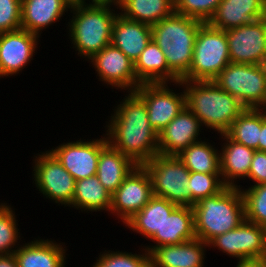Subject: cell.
Instances as JSON below:
<instances>
[{
  "label": "cell",
  "instance_id": "10",
  "mask_svg": "<svg viewBox=\"0 0 266 267\" xmlns=\"http://www.w3.org/2000/svg\"><path fill=\"white\" fill-rule=\"evenodd\" d=\"M168 84L142 83L134 91L145 102L148 121L158 133L186 107L184 89L177 93Z\"/></svg>",
  "mask_w": 266,
  "mask_h": 267
},
{
  "label": "cell",
  "instance_id": "16",
  "mask_svg": "<svg viewBox=\"0 0 266 267\" xmlns=\"http://www.w3.org/2000/svg\"><path fill=\"white\" fill-rule=\"evenodd\" d=\"M38 40V35L24 29L0 33V79L20 74L34 60Z\"/></svg>",
  "mask_w": 266,
  "mask_h": 267
},
{
  "label": "cell",
  "instance_id": "17",
  "mask_svg": "<svg viewBox=\"0 0 266 267\" xmlns=\"http://www.w3.org/2000/svg\"><path fill=\"white\" fill-rule=\"evenodd\" d=\"M202 127L200 120L185 107L158 133L159 154L176 156L191 144L201 141Z\"/></svg>",
  "mask_w": 266,
  "mask_h": 267
},
{
  "label": "cell",
  "instance_id": "5",
  "mask_svg": "<svg viewBox=\"0 0 266 267\" xmlns=\"http://www.w3.org/2000/svg\"><path fill=\"white\" fill-rule=\"evenodd\" d=\"M198 19L173 13L152 25V39L163 51L169 69L181 80L192 63Z\"/></svg>",
  "mask_w": 266,
  "mask_h": 267
},
{
  "label": "cell",
  "instance_id": "25",
  "mask_svg": "<svg viewBox=\"0 0 266 267\" xmlns=\"http://www.w3.org/2000/svg\"><path fill=\"white\" fill-rule=\"evenodd\" d=\"M137 80L142 83H176L180 79L169 69L165 55L151 39L134 62Z\"/></svg>",
  "mask_w": 266,
  "mask_h": 267
},
{
  "label": "cell",
  "instance_id": "41",
  "mask_svg": "<svg viewBox=\"0 0 266 267\" xmlns=\"http://www.w3.org/2000/svg\"><path fill=\"white\" fill-rule=\"evenodd\" d=\"M0 267H18L14 254L0 255Z\"/></svg>",
  "mask_w": 266,
  "mask_h": 267
},
{
  "label": "cell",
  "instance_id": "45",
  "mask_svg": "<svg viewBox=\"0 0 266 267\" xmlns=\"http://www.w3.org/2000/svg\"><path fill=\"white\" fill-rule=\"evenodd\" d=\"M68 1L71 2L72 4L81 3V0H68Z\"/></svg>",
  "mask_w": 266,
  "mask_h": 267
},
{
  "label": "cell",
  "instance_id": "27",
  "mask_svg": "<svg viewBox=\"0 0 266 267\" xmlns=\"http://www.w3.org/2000/svg\"><path fill=\"white\" fill-rule=\"evenodd\" d=\"M136 166L131 159L108 143L100 151L96 176L112 195Z\"/></svg>",
  "mask_w": 266,
  "mask_h": 267
},
{
  "label": "cell",
  "instance_id": "20",
  "mask_svg": "<svg viewBox=\"0 0 266 267\" xmlns=\"http://www.w3.org/2000/svg\"><path fill=\"white\" fill-rule=\"evenodd\" d=\"M71 6L68 0H22L21 29L40 37L42 31L59 22Z\"/></svg>",
  "mask_w": 266,
  "mask_h": 267
},
{
  "label": "cell",
  "instance_id": "28",
  "mask_svg": "<svg viewBox=\"0 0 266 267\" xmlns=\"http://www.w3.org/2000/svg\"><path fill=\"white\" fill-rule=\"evenodd\" d=\"M72 208L83 212L110 213L111 194L105 189L98 177L92 176L76 181Z\"/></svg>",
  "mask_w": 266,
  "mask_h": 267
},
{
  "label": "cell",
  "instance_id": "8",
  "mask_svg": "<svg viewBox=\"0 0 266 267\" xmlns=\"http://www.w3.org/2000/svg\"><path fill=\"white\" fill-rule=\"evenodd\" d=\"M213 81L246 108L258 109L266 95V76L260 65L230 62Z\"/></svg>",
  "mask_w": 266,
  "mask_h": 267
},
{
  "label": "cell",
  "instance_id": "33",
  "mask_svg": "<svg viewBox=\"0 0 266 267\" xmlns=\"http://www.w3.org/2000/svg\"><path fill=\"white\" fill-rule=\"evenodd\" d=\"M240 188L245 204V220L266 228V183Z\"/></svg>",
  "mask_w": 266,
  "mask_h": 267
},
{
  "label": "cell",
  "instance_id": "40",
  "mask_svg": "<svg viewBox=\"0 0 266 267\" xmlns=\"http://www.w3.org/2000/svg\"><path fill=\"white\" fill-rule=\"evenodd\" d=\"M236 267H266V258L239 260Z\"/></svg>",
  "mask_w": 266,
  "mask_h": 267
},
{
  "label": "cell",
  "instance_id": "31",
  "mask_svg": "<svg viewBox=\"0 0 266 267\" xmlns=\"http://www.w3.org/2000/svg\"><path fill=\"white\" fill-rule=\"evenodd\" d=\"M261 132V110L246 108L225 133L231 140L258 150Z\"/></svg>",
  "mask_w": 266,
  "mask_h": 267
},
{
  "label": "cell",
  "instance_id": "13",
  "mask_svg": "<svg viewBox=\"0 0 266 267\" xmlns=\"http://www.w3.org/2000/svg\"><path fill=\"white\" fill-rule=\"evenodd\" d=\"M152 196L150 175L144 166L137 165L111 195L110 214H115L124 225Z\"/></svg>",
  "mask_w": 266,
  "mask_h": 267
},
{
  "label": "cell",
  "instance_id": "42",
  "mask_svg": "<svg viewBox=\"0 0 266 267\" xmlns=\"http://www.w3.org/2000/svg\"><path fill=\"white\" fill-rule=\"evenodd\" d=\"M81 3L82 4H96V5H111V6H115L118 8L121 3V0H81Z\"/></svg>",
  "mask_w": 266,
  "mask_h": 267
},
{
  "label": "cell",
  "instance_id": "3",
  "mask_svg": "<svg viewBox=\"0 0 266 267\" xmlns=\"http://www.w3.org/2000/svg\"><path fill=\"white\" fill-rule=\"evenodd\" d=\"M118 13V8L111 5L72 4L69 13L72 17L66 25L68 39L78 56L89 60L111 44L112 26Z\"/></svg>",
  "mask_w": 266,
  "mask_h": 267
},
{
  "label": "cell",
  "instance_id": "24",
  "mask_svg": "<svg viewBox=\"0 0 266 267\" xmlns=\"http://www.w3.org/2000/svg\"><path fill=\"white\" fill-rule=\"evenodd\" d=\"M196 238L194 231V212L190 206H177L166 217L161 228V235H153L149 240L154 246H142L149 253L156 247L181 244Z\"/></svg>",
  "mask_w": 266,
  "mask_h": 267
},
{
  "label": "cell",
  "instance_id": "21",
  "mask_svg": "<svg viewBox=\"0 0 266 267\" xmlns=\"http://www.w3.org/2000/svg\"><path fill=\"white\" fill-rule=\"evenodd\" d=\"M22 244L14 252L18 267H66L65 243L38 237Z\"/></svg>",
  "mask_w": 266,
  "mask_h": 267
},
{
  "label": "cell",
  "instance_id": "11",
  "mask_svg": "<svg viewBox=\"0 0 266 267\" xmlns=\"http://www.w3.org/2000/svg\"><path fill=\"white\" fill-rule=\"evenodd\" d=\"M218 249L236 261L266 258V228L244 220L235 229L215 237L209 249Z\"/></svg>",
  "mask_w": 266,
  "mask_h": 267
},
{
  "label": "cell",
  "instance_id": "30",
  "mask_svg": "<svg viewBox=\"0 0 266 267\" xmlns=\"http://www.w3.org/2000/svg\"><path fill=\"white\" fill-rule=\"evenodd\" d=\"M205 139L191 144L176 155L189 171L198 173H221L220 150Z\"/></svg>",
  "mask_w": 266,
  "mask_h": 267
},
{
  "label": "cell",
  "instance_id": "37",
  "mask_svg": "<svg viewBox=\"0 0 266 267\" xmlns=\"http://www.w3.org/2000/svg\"><path fill=\"white\" fill-rule=\"evenodd\" d=\"M22 0H0V33L21 29Z\"/></svg>",
  "mask_w": 266,
  "mask_h": 267
},
{
  "label": "cell",
  "instance_id": "7",
  "mask_svg": "<svg viewBox=\"0 0 266 267\" xmlns=\"http://www.w3.org/2000/svg\"><path fill=\"white\" fill-rule=\"evenodd\" d=\"M143 166L150 175L153 195L191 207L187 188L190 171L177 156L157 154Z\"/></svg>",
  "mask_w": 266,
  "mask_h": 267
},
{
  "label": "cell",
  "instance_id": "36",
  "mask_svg": "<svg viewBox=\"0 0 266 267\" xmlns=\"http://www.w3.org/2000/svg\"><path fill=\"white\" fill-rule=\"evenodd\" d=\"M175 13L186 17L198 19L203 23L215 14L221 0H174Z\"/></svg>",
  "mask_w": 266,
  "mask_h": 267
},
{
  "label": "cell",
  "instance_id": "44",
  "mask_svg": "<svg viewBox=\"0 0 266 267\" xmlns=\"http://www.w3.org/2000/svg\"><path fill=\"white\" fill-rule=\"evenodd\" d=\"M258 109H260L262 112L266 114V95H265L262 105Z\"/></svg>",
  "mask_w": 266,
  "mask_h": 267
},
{
  "label": "cell",
  "instance_id": "34",
  "mask_svg": "<svg viewBox=\"0 0 266 267\" xmlns=\"http://www.w3.org/2000/svg\"><path fill=\"white\" fill-rule=\"evenodd\" d=\"M225 187L221 179V173L190 171L187 188L191 196V207L201 199L217 195Z\"/></svg>",
  "mask_w": 266,
  "mask_h": 267
},
{
  "label": "cell",
  "instance_id": "29",
  "mask_svg": "<svg viewBox=\"0 0 266 267\" xmlns=\"http://www.w3.org/2000/svg\"><path fill=\"white\" fill-rule=\"evenodd\" d=\"M118 9L125 18L152 26L175 12V1L121 0Z\"/></svg>",
  "mask_w": 266,
  "mask_h": 267
},
{
  "label": "cell",
  "instance_id": "32",
  "mask_svg": "<svg viewBox=\"0 0 266 267\" xmlns=\"http://www.w3.org/2000/svg\"><path fill=\"white\" fill-rule=\"evenodd\" d=\"M7 204L4 201L3 203L0 202V255L14 254L20 247V240L22 239L20 238L15 208Z\"/></svg>",
  "mask_w": 266,
  "mask_h": 267
},
{
  "label": "cell",
  "instance_id": "12",
  "mask_svg": "<svg viewBox=\"0 0 266 267\" xmlns=\"http://www.w3.org/2000/svg\"><path fill=\"white\" fill-rule=\"evenodd\" d=\"M108 144L106 135L97 139H84L59 144L49 151L58 159L62 166L80 180L97 174L100 151Z\"/></svg>",
  "mask_w": 266,
  "mask_h": 267
},
{
  "label": "cell",
  "instance_id": "9",
  "mask_svg": "<svg viewBox=\"0 0 266 267\" xmlns=\"http://www.w3.org/2000/svg\"><path fill=\"white\" fill-rule=\"evenodd\" d=\"M35 155L32 177L39 193L59 206L71 209L76 180L49 150Z\"/></svg>",
  "mask_w": 266,
  "mask_h": 267
},
{
  "label": "cell",
  "instance_id": "43",
  "mask_svg": "<svg viewBox=\"0 0 266 267\" xmlns=\"http://www.w3.org/2000/svg\"><path fill=\"white\" fill-rule=\"evenodd\" d=\"M259 65L262 69L263 74L266 76V57L260 62Z\"/></svg>",
  "mask_w": 266,
  "mask_h": 267
},
{
  "label": "cell",
  "instance_id": "38",
  "mask_svg": "<svg viewBox=\"0 0 266 267\" xmlns=\"http://www.w3.org/2000/svg\"><path fill=\"white\" fill-rule=\"evenodd\" d=\"M247 178L253 181L250 186L266 183V152L255 150Z\"/></svg>",
  "mask_w": 266,
  "mask_h": 267
},
{
  "label": "cell",
  "instance_id": "14",
  "mask_svg": "<svg viewBox=\"0 0 266 267\" xmlns=\"http://www.w3.org/2000/svg\"><path fill=\"white\" fill-rule=\"evenodd\" d=\"M86 61L92 63L99 81L107 84V87L109 85L112 89L134 92L141 85L134 71V62L112 44L107 45Z\"/></svg>",
  "mask_w": 266,
  "mask_h": 267
},
{
  "label": "cell",
  "instance_id": "4",
  "mask_svg": "<svg viewBox=\"0 0 266 267\" xmlns=\"http://www.w3.org/2000/svg\"><path fill=\"white\" fill-rule=\"evenodd\" d=\"M196 238L209 244L215 237L235 229L245 220V204L238 187H225L192 206Z\"/></svg>",
  "mask_w": 266,
  "mask_h": 267
},
{
  "label": "cell",
  "instance_id": "35",
  "mask_svg": "<svg viewBox=\"0 0 266 267\" xmlns=\"http://www.w3.org/2000/svg\"><path fill=\"white\" fill-rule=\"evenodd\" d=\"M144 252V253H143ZM91 267H151L150 253L142 248L138 254L127 251H104L96 258Z\"/></svg>",
  "mask_w": 266,
  "mask_h": 267
},
{
  "label": "cell",
  "instance_id": "26",
  "mask_svg": "<svg viewBox=\"0 0 266 267\" xmlns=\"http://www.w3.org/2000/svg\"><path fill=\"white\" fill-rule=\"evenodd\" d=\"M178 205L169 200L153 195L149 202L124 225L133 232L150 239L153 235H161L162 224L166 217Z\"/></svg>",
  "mask_w": 266,
  "mask_h": 267
},
{
  "label": "cell",
  "instance_id": "23",
  "mask_svg": "<svg viewBox=\"0 0 266 267\" xmlns=\"http://www.w3.org/2000/svg\"><path fill=\"white\" fill-rule=\"evenodd\" d=\"M219 136L223 142L225 141L220 149L222 182L226 187H238V181L248 177L255 150L234 142L226 134H219Z\"/></svg>",
  "mask_w": 266,
  "mask_h": 267
},
{
  "label": "cell",
  "instance_id": "22",
  "mask_svg": "<svg viewBox=\"0 0 266 267\" xmlns=\"http://www.w3.org/2000/svg\"><path fill=\"white\" fill-rule=\"evenodd\" d=\"M151 39L150 25L117 14L112 26L111 44L119 48L131 61H136Z\"/></svg>",
  "mask_w": 266,
  "mask_h": 267
},
{
  "label": "cell",
  "instance_id": "2",
  "mask_svg": "<svg viewBox=\"0 0 266 267\" xmlns=\"http://www.w3.org/2000/svg\"><path fill=\"white\" fill-rule=\"evenodd\" d=\"M184 89L186 107L203 127L225 134L232 122L246 109L239 99L221 89L214 81H185L172 84Z\"/></svg>",
  "mask_w": 266,
  "mask_h": 267
},
{
  "label": "cell",
  "instance_id": "39",
  "mask_svg": "<svg viewBox=\"0 0 266 267\" xmlns=\"http://www.w3.org/2000/svg\"><path fill=\"white\" fill-rule=\"evenodd\" d=\"M258 150L266 152V114L261 111V132L258 140Z\"/></svg>",
  "mask_w": 266,
  "mask_h": 267
},
{
  "label": "cell",
  "instance_id": "19",
  "mask_svg": "<svg viewBox=\"0 0 266 267\" xmlns=\"http://www.w3.org/2000/svg\"><path fill=\"white\" fill-rule=\"evenodd\" d=\"M266 17V0H221L209 20L212 27L228 30Z\"/></svg>",
  "mask_w": 266,
  "mask_h": 267
},
{
  "label": "cell",
  "instance_id": "18",
  "mask_svg": "<svg viewBox=\"0 0 266 267\" xmlns=\"http://www.w3.org/2000/svg\"><path fill=\"white\" fill-rule=\"evenodd\" d=\"M209 244L195 238L181 244L164 245L150 252L151 267H204Z\"/></svg>",
  "mask_w": 266,
  "mask_h": 267
},
{
  "label": "cell",
  "instance_id": "6",
  "mask_svg": "<svg viewBox=\"0 0 266 267\" xmlns=\"http://www.w3.org/2000/svg\"><path fill=\"white\" fill-rule=\"evenodd\" d=\"M230 63L227 35L224 30L202 23L196 35L192 63L185 81H213Z\"/></svg>",
  "mask_w": 266,
  "mask_h": 267
},
{
  "label": "cell",
  "instance_id": "15",
  "mask_svg": "<svg viewBox=\"0 0 266 267\" xmlns=\"http://www.w3.org/2000/svg\"><path fill=\"white\" fill-rule=\"evenodd\" d=\"M225 32L231 63L259 65L266 57V17Z\"/></svg>",
  "mask_w": 266,
  "mask_h": 267
},
{
  "label": "cell",
  "instance_id": "1",
  "mask_svg": "<svg viewBox=\"0 0 266 267\" xmlns=\"http://www.w3.org/2000/svg\"><path fill=\"white\" fill-rule=\"evenodd\" d=\"M127 93L112 109L105 135L112 147L143 166L159 154L158 132L148 121L145 102L135 92Z\"/></svg>",
  "mask_w": 266,
  "mask_h": 267
}]
</instances>
